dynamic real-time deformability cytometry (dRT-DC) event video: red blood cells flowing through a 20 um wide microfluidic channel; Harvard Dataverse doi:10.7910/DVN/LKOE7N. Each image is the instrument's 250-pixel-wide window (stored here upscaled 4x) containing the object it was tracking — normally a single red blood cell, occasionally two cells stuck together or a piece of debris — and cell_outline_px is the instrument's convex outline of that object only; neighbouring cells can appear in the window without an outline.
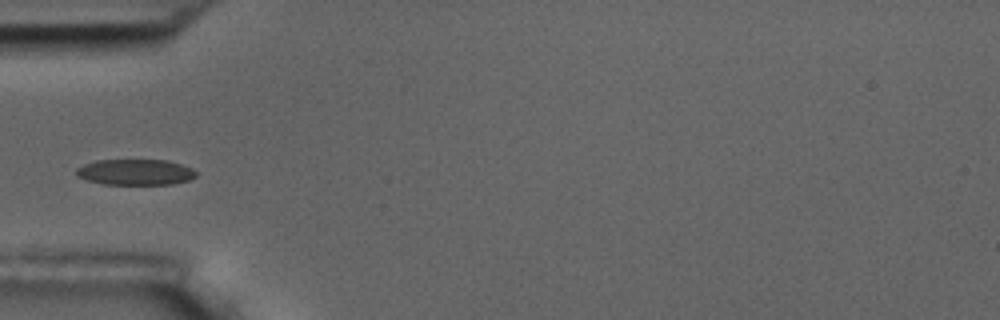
{"species": "common noctule bat (a hibernating species)", "species_latin": "Nyctalus noctula", "temperature_condition": "room temperature", "stored_images_in_passage": 4, "camera_frame_rate_fps": 3000, "um_per_image_px": 0.085, "animal": {"sex": "male", "body_mass_g": 17.5, "forearm_length_mm": 52.3}, "frame": {"image": 1, "passage_image": 4, "time_ms": 4.333, "image_size_px": [1000, 320], "cell_outline_px": [[196, 176], [188, 180], [172, 184], [100, 184], [76, 176], [76, 168], [84, 164], [96, 160], [168, 160], [192, 168], [196, 172]], "centroid_in_image_um": [11.48, 14.63], "position_along_channel_um": 73.5, "area_um2": 18.03}}